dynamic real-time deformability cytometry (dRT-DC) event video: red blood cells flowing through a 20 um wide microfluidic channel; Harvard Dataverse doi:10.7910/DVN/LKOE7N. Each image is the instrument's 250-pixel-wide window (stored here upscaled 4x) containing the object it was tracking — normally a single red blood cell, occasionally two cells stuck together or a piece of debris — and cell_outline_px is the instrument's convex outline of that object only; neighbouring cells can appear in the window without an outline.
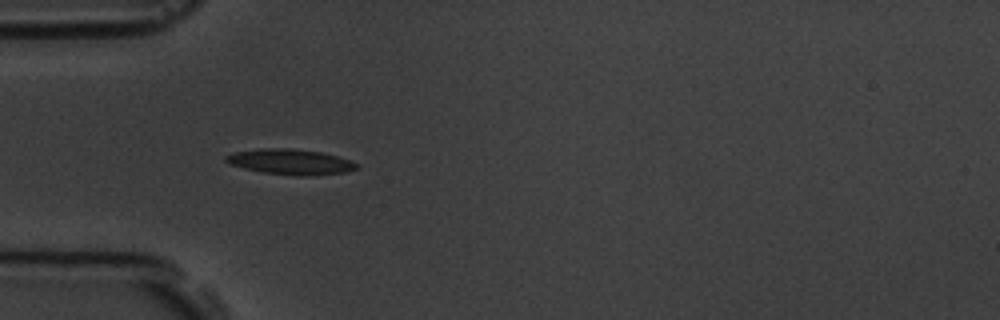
{"species": "common noctule bat (a hibernating species)", "species_latin": "Nyctalus noctula", "temperature_condition": "room temperature", "stored_images_in_passage": 7, "camera_frame_rate_fps": 3000, "um_per_image_px": 0.085, "animal": {"sex": "male", "body_mass_g": 19.5, "forearm_length_mm": 54.6}, "frame": {"image": 1, "passage_image": 5, "time_ms": 4.667, "image_size_px": [1000, 320], "cell_outline_px": [[360, 168], [344, 172], [308, 176], [296, 176], [264, 172], [244, 168], [232, 164], [224, 160], [224, 156], [236, 152], [264, 148], [288, 148], [320, 152], [336, 156], [360, 164]], "centroid_in_image_um": [24.72, 13.76], "position_along_channel_um": 60.3, "area_um2": 19.13}}
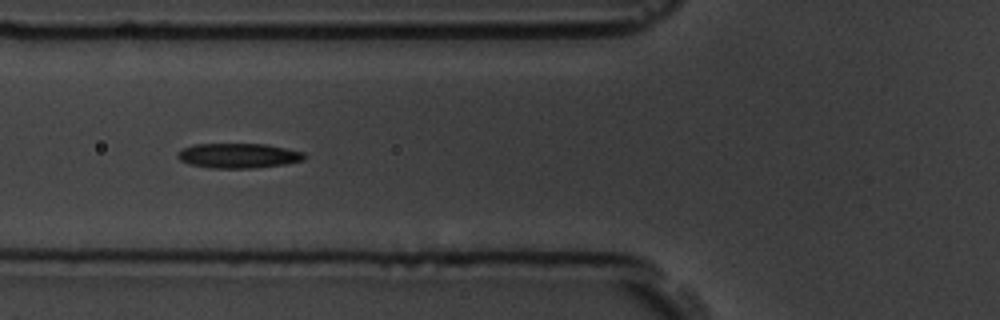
{"frame": {"image": 2, "passage_image": 6, "time_ms": 6.0, "image_size_px": [1000, 320], "cell_outline_px": [[308, 156], [304, 160], [288, 164], [252, 168], [212, 168], [188, 164], [180, 160], [176, 156], [184, 148], [196, 144], [264, 144], [304, 152]], "centroid_in_image_um": [20.31, 13.24], "position_along_channel_um": 105.5, "area_um2": 18.32}}
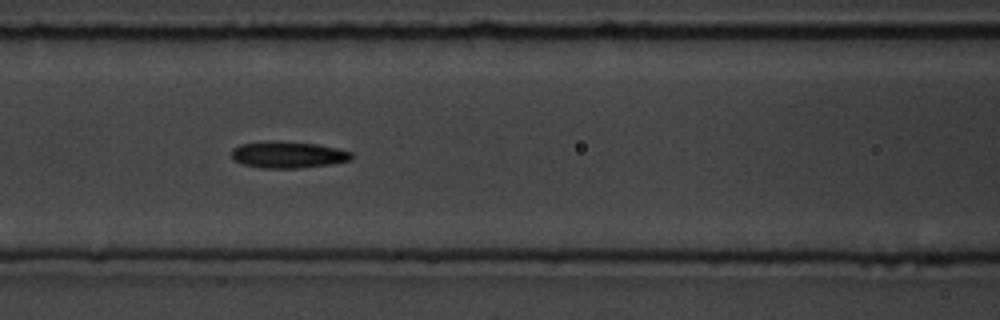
{"frame": {"image": 3, "passage_image": 7, "time_ms": 7.0, "image_size_px": [1000, 320], "cell_outline_px": [[352, 160], [332, 164], [300, 168], [260, 168], [244, 164], [232, 160], [232, 148], [240, 144], [268, 140], [316, 144], [336, 148], [352, 152]], "centroid_in_image_um": [24.46, 13.15], "position_along_channel_um": 142.1, "area_um2": 18.73}}